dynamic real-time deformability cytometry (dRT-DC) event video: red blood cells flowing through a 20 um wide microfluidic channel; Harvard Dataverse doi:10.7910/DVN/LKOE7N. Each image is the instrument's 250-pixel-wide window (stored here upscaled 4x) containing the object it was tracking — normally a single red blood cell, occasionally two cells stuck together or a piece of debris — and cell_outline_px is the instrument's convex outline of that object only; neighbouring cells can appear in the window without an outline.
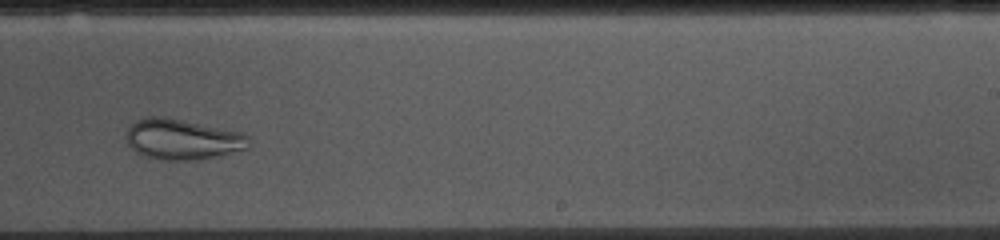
{"species": "common noctule bat (a hibernating species)", "species_latin": "Nyctalus noctula", "temperature_condition": "cold", "stored_images_in_passage": 39, "camera_frame_rate_fps": 3000, "um_per_image_px": 0.085, "animal": {"sex": "female", "body_mass_g": 10.0, "forearm_length_mm": 53.1}, "frame": {"image": 1, "passage_image": 28, "time_ms": 9.0, "image_size_px": [1000, 240], "cell_outline_px": [[248, 148], [216, 156], [192, 160], [160, 160], [144, 156], [136, 152], [124, 140], [128, 128], [136, 120], [148, 116], [164, 116], [244, 132], [248, 136]], "centroid_in_image_um": [15.47, 11.83], "position_along_channel_um": 273.5, "area_um2": 29.13}}
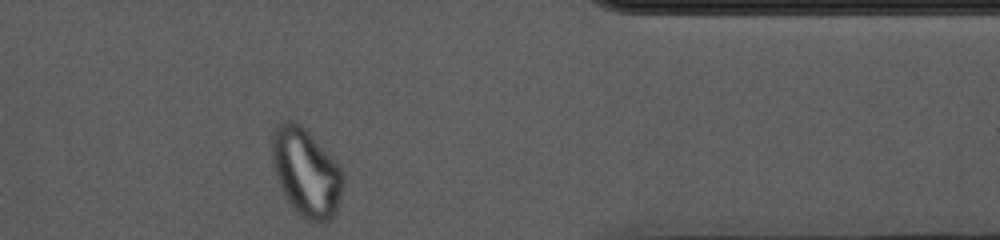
{"frame": {"image": 2, "passage_image": 39, "time_ms": 12.667, "image_size_px": [1000, 240], "cell_outline_px": [[344, 180], [336, 212], [324, 224], [320, 224], [308, 220], [288, 200], [276, 176], [272, 160], [272, 136], [276, 128], [284, 120], [288, 120], [300, 124], [308, 132], [344, 172]], "centroid_in_image_um": [26.03, 14.66], "position_along_channel_um": 385.4, "area_um2": 35.49}}